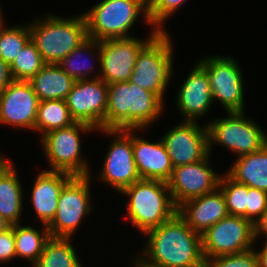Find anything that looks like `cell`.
<instances>
[{"instance_id":"obj_1","label":"cell","mask_w":267,"mask_h":267,"mask_svg":"<svg viewBox=\"0 0 267 267\" xmlns=\"http://www.w3.org/2000/svg\"><path fill=\"white\" fill-rule=\"evenodd\" d=\"M145 235L147 246L141 256L132 260L134 267L205 266L201 234L193 231L177 212Z\"/></svg>"},{"instance_id":"obj_2","label":"cell","mask_w":267,"mask_h":267,"mask_svg":"<svg viewBox=\"0 0 267 267\" xmlns=\"http://www.w3.org/2000/svg\"><path fill=\"white\" fill-rule=\"evenodd\" d=\"M164 103L156 94L129 81L108 84L105 130L142 131L159 120Z\"/></svg>"},{"instance_id":"obj_3","label":"cell","mask_w":267,"mask_h":267,"mask_svg":"<svg viewBox=\"0 0 267 267\" xmlns=\"http://www.w3.org/2000/svg\"><path fill=\"white\" fill-rule=\"evenodd\" d=\"M44 18L33 20L29 30L45 63L57 64L89 38L83 13L72 18L47 14Z\"/></svg>"},{"instance_id":"obj_4","label":"cell","mask_w":267,"mask_h":267,"mask_svg":"<svg viewBox=\"0 0 267 267\" xmlns=\"http://www.w3.org/2000/svg\"><path fill=\"white\" fill-rule=\"evenodd\" d=\"M121 194L129 199L126 203L127 217L142 234L161 225L177 212L167 182L141 179L126 187Z\"/></svg>"},{"instance_id":"obj_5","label":"cell","mask_w":267,"mask_h":267,"mask_svg":"<svg viewBox=\"0 0 267 267\" xmlns=\"http://www.w3.org/2000/svg\"><path fill=\"white\" fill-rule=\"evenodd\" d=\"M140 14H143L144 23L151 27L147 5L142 0H101L83 15L88 37L102 41L131 37L128 32Z\"/></svg>"},{"instance_id":"obj_6","label":"cell","mask_w":267,"mask_h":267,"mask_svg":"<svg viewBox=\"0 0 267 267\" xmlns=\"http://www.w3.org/2000/svg\"><path fill=\"white\" fill-rule=\"evenodd\" d=\"M173 43L167 32H159L138 54L130 83L156 94L161 100L173 72Z\"/></svg>"},{"instance_id":"obj_7","label":"cell","mask_w":267,"mask_h":267,"mask_svg":"<svg viewBox=\"0 0 267 267\" xmlns=\"http://www.w3.org/2000/svg\"><path fill=\"white\" fill-rule=\"evenodd\" d=\"M96 131L92 126L75 122L72 125L48 132L41 144L50 169L64 171L73 176H89V163L81 156V134Z\"/></svg>"},{"instance_id":"obj_8","label":"cell","mask_w":267,"mask_h":267,"mask_svg":"<svg viewBox=\"0 0 267 267\" xmlns=\"http://www.w3.org/2000/svg\"><path fill=\"white\" fill-rule=\"evenodd\" d=\"M244 114L227 112L228 116L208 122L209 153L215 143L227 147L238 157L260 150L267 144V134Z\"/></svg>"},{"instance_id":"obj_9","label":"cell","mask_w":267,"mask_h":267,"mask_svg":"<svg viewBox=\"0 0 267 267\" xmlns=\"http://www.w3.org/2000/svg\"><path fill=\"white\" fill-rule=\"evenodd\" d=\"M149 37L113 38L97 41V61L100 65V73L92 78H101L107 84L121 81H129L136 59L141 50L159 33L152 28Z\"/></svg>"},{"instance_id":"obj_10","label":"cell","mask_w":267,"mask_h":267,"mask_svg":"<svg viewBox=\"0 0 267 267\" xmlns=\"http://www.w3.org/2000/svg\"><path fill=\"white\" fill-rule=\"evenodd\" d=\"M90 179V175L73 176L63 186L56 215L47 226L51 237H73L82 219L92 211Z\"/></svg>"},{"instance_id":"obj_11","label":"cell","mask_w":267,"mask_h":267,"mask_svg":"<svg viewBox=\"0 0 267 267\" xmlns=\"http://www.w3.org/2000/svg\"><path fill=\"white\" fill-rule=\"evenodd\" d=\"M199 60L208 74L213 101L218 99L226 112H244V75L237 59L214 55Z\"/></svg>"},{"instance_id":"obj_12","label":"cell","mask_w":267,"mask_h":267,"mask_svg":"<svg viewBox=\"0 0 267 267\" xmlns=\"http://www.w3.org/2000/svg\"><path fill=\"white\" fill-rule=\"evenodd\" d=\"M201 236L205 260L250 250L255 243L254 224L244 217L235 215H227Z\"/></svg>"},{"instance_id":"obj_13","label":"cell","mask_w":267,"mask_h":267,"mask_svg":"<svg viewBox=\"0 0 267 267\" xmlns=\"http://www.w3.org/2000/svg\"><path fill=\"white\" fill-rule=\"evenodd\" d=\"M99 131L107 136L113 135L114 138L104 157L99 178L121 193L126 187L141 180L133 156L132 129H99Z\"/></svg>"},{"instance_id":"obj_14","label":"cell","mask_w":267,"mask_h":267,"mask_svg":"<svg viewBox=\"0 0 267 267\" xmlns=\"http://www.w3.org/2000/svg\"><path fill=\"white\" fill-rule=\"evenodd\" d=\"M65 100L75 122L105 130L108 84L101 78L76 80Z\"/></svg>"},{"instance_id":"obj_15","label":"cell","mask_w":267,"mask_h":267,"mask_svg":"<svg viewBox=\"0 0 267 267\" xmlns=\"http://www.w3.org/2000/svg\"><path fill=\"white\" fill-rule=\"evenodd\" d=\"M173 167L206 159L209 153L208 129L198 121H181L162 137Z\"/></svg>"},{"instance_id":"obj_16","label":"cell","mask_w":267,"mask_h":267,"mask_svg":"<svg viewBox=\"0 0 267 267\" xmlns=\"http://www.w3.org/2000/svg\"><path fill=\"white\" fill-rule=\"evenodd\" d=\"M210 155L199 162L177 166L167 181L176 207L187 200L210 193L219 187L222 176L216 174L210 165Z\"/></svg>"},{"instance_id":"obj_17","label":"cell","mask_w":267,"mask_h":267,"mask_svg":"<svg viewBox=\"0 0 267 267\" xmlns=\"http://www.w3.org/2000/svg\"><path fill=\"white\" fill-rule=\"evenodd\" d=\"M39 103L29 81L12 80L0 92V124L34 131Z\"/></svg>"},{"instance_id":"obj_18","label":"cell","mask_w":267,"mask_h":267,"mask_svg":"<svg viewBox=\"0 0 267 267\" xmlns=\"http://www.w3.org/2000/svg\"><path fill=\"white\" fill-rule=\"evenodd\" d=\"M195 65L182 83L175 100L184 121H197L207 114L214 103L208 74L198 61Z\"/></svg>"},{"instance_id":"obj_19","label":"cell","mask_w":267,"mask_h":267,"mask_svg":"<svg viewBox=\"0 0 267 267\" xmlns=\"http://www.w3.org/2000/svg\"><path fill=\"white\" fill-rule=\"evenodd\" d=\"M133 131L136 132L137 129H132V147L140 178L167 182L174 167L162 140L150 142L134 135Z\"/></svg>"},{"instance_id":"obj_20","label":"cell","mask_w":267,"mask_h":267,"mask_svg":"<svg viewBox=\"0 0 267 267\" xmlns=\"http://www.w3.org/2000/svg\"><path fill=\"white\" fill-rule=\"evenodd\" d=\"M177 213L193 231L200 234L228 215L225 197L219 187L185 201L177 207Z\"/></svg>"},{"instance_id":"obj_21","label":"cell","mask_w":267,"mask_h":267,"mask_svg":"<svg viewBox=\"0 0 267 267\" xmlns=\"http://www.w3.org/2000/svg\"><path fill=\"white\" fill-rule=\"evenodd\" d=\"M72 177L64 171L46 169L37 174L30 201L43 225L48 226L54 219L62 188Z\"/></svg>"},{"instance_id":"obj_22","label":"cell","mask_w":267,"mask_h":267,"mask_svg":"<svg viewBox=\"0 0 267 267\" xmlns=\"http://www.w3.org/2000/svg\"><path fill=\"white\" fill-rule=\"evenodd\" d=\"M0 155V215L11 225L20 224L23 190L13 162Z\"/></svg>"},{"instance_id":"obj_23","label":"cell","mask_w":267,"mask_h":267,"mask_svg":"<svg viewBox=\"0 0 267 267\" xmlns=\"http://www.w3.org/2000/svg\"><path fill=\"white\" fill-rule=\"evenodd\" d=\"M227 174L235 181L267 192V144L237 158Z\"/></svg>"},{"instance_id":"obj_24","label":"cell","mask_w":267,"mask_h":267,"mask_svg":"<svg viewBox=\"0 0 267 267\" xmlns=\"http://www.w3.org/2000/svg\"><path fill=\"white\" fill-rule=\"evenodd\" d=\"M29 82L39 100L45 101L65 100L75 80L65 73L58 64L46 63Z\"/></svg>"},{"instance_id":"obj_25","label":"cell","mask_w":267,"mask_h":267,"mask_svg":"<svg viewBox=\"0 0 267 267\" xmlns=\"http://www.w3.org/2000/svg\"><path fill=\"white\" fill-rule=\"evenodd\" d=\"M43 227L42 231H38L32 225L14 224L16 258L26 259L32 266L36 264L45 244L51 238L48 227L46 225Z\"/></svg>"},{"instance_id":"obj_26","label":"cell","mask_w":267,"mask_h":267,"mask_svg":"<svg viewBox=\"0 0 267 267\" xmlns=\"http://www.w3.org/2000/svg\"><path fill=\"white\" fill-rule=\"evenodd\" d=\"M75 123L72 118L66 100L40 101L35 122V131L41 133V137L50 131L68 127Z\"/></svg>"},{"instance_id":"obj_27","label":"cell","mask_w":267,"mask_h":267,"mask_svg":"<svg viewBox=\"0 0 267 267\" xmlns=\"http://www.w3.org/2000/svg\"><path fill=\"white\" fill-rule=\"evenodd\" d=\"M71 238L51 237L33 267H83Z\"/></svg>"},{"instance_id":"obj_28","label":"cell","mask_w":267,"mask_h":267,"mask_svg":"<svg viewBox=\"0 0 267 267\" xmlns=\"http://www.w3.org/2000/svg\"><path fill=\"white\" fill-rule=\"evenodd\" d=\"M97 50V40L88 38L86 41H84L80 46L75 48L69 55H67L65 58H63L60 62L57 64L60 66V68L67 73L70 77H72L75 81L76 80H84V79H90L89 76L95 72H93L94 64H87L90 60L85 61L80 59H83L86 55H89L92 58L97 57L96 55L92 54ZM86 54V55H85ZM82 55V56H81ZM88 57V56H87Z\"/></svg>"},{"instance_id":"obj_29","label":"cell","mask_w":267,"mask_h":267,"mask_svg":"<svg viewBox=\"0 0 267 267\" xmlns=\"http://www.w3.org/2000/svg\"><path fill=\"white\" fill-rule=\"evenodd\" d=\"M45 64L37 46L30 40L10 65V74L13 80L29 81Z\"/></svg>"},{"instance_id":"obj_30","label":"cell","mask_w":267,"mask_h":267,"mask_svg":"<svg viewBox=\"0 0 267 267\" xmlns=\"http://www.w3.org/2000/svg\"><path fill=\"white\" fill-rule=\"evenodd\" d=\"M31 40L29 24L5 27L0 25V57L10 67L16 55Z\"/></svg>"},{"instance_id":"obj_31","label":"cell","mask_w":267,"mask_h":267,"mask_svg":"<svg viewBox=\"0 0 267 267\" xmlns=\"http://www.w3.org/2000/svg\"><path fill=\"white\" fill-rule=\"evenodd\" d=\"M219 188L225 201L228 215H235L247 219L248 186L233 180L226 172L220 178Z\"/></svg>"},{"instance_id":"obj_32","label":"cell","mask_w":267,"mask_h":267,"mask_svg":"<svg viewBox=\"0 0 267 267\" xmlns=\"http://www.w3.org/2000/svg\"><path fill=\"white\" fill-rule=\"evenodd\" d=\"M187 0H152L147 5V14L151 26L159 32H166L163 28L165 21L174 15ZM162 25V26H161Z\"/></svg>"},{"instance_id":"obj_33","label":"cell","mask_w":267,"mask_h":267,"mask_svg":"<svg viewBox=\"0 0 267 267\" xmlns=\"http://www.w3.org/2000/svg\"><path fill=\"white\" fill-rule=\"evenodd\" d=\"M204 267H258L255 249L205 260Z\"/></svg>"},{"instance_id":"obj_34","label":"cell","mask_w":267,"mask_h":267,"mask_svg":"<svg viewBox=\"0 0 267 267\" xmlns=\"http://www.w3.org/2000/svg\"><path fill=\"white\" fill-rule=\"evenodd\" d=\"M267 211V192L248 186L247 219L253 224Z\"/></svg>"},{"instance_id":"obj_35","label":"cell","mask_w":267,"mask_h":267,"mask_svg":"<svg viewBox=\"0 0 267 267\" xmlns=\"http://www.w3.org/2000/svg\"><path fill=\"white\" fill-rule=\"evenodd\" d=\"M16 258L14 225L0 233V262L5 263Z\"/></svg>"},{"instance_id":"obj_36","label":"cell","mask_w":267,"mask_h":267,"mask_svg":"<svg viewBox=\"0 0 267 267\" xmlns=\"http://www.w3.org/2000/svg\"><path fill=\"white\" fill-rule=\"evenodd\" d=\"M262 236L267 241V211L254 224V238L256 240Z\"/></svg>"},{"instance_id":"obj_37","label":"cell","mask_w":267,"mask_h":267,"mask_svg":"<svg viewBox=\"0 0 267 267\" xmlns=\"http://www.w3.org/2000/svg\"><path fill=\"white\" fill-rule=\"evenodd\" d=\"M10 67L0 57V92L12 81Z\"/></svg>"},{"instance_id":"obj_38","label":"cell","mask_w":267,"mask_h":267,"mask_svg":"<svg viewBox=\"0 0 267 267\" xmlns=\"http://www.w3.org/2000/svg\"><path fill=\"white\" fill-rule=\"evenodd\" d=\"M258 258V267H267V241L263 243V248L255 251Z\"/></svg>"},{"instance_id":"obj_39","label":"cell","mask_w":267,"mask_h":267,"mask_svg":"<svg viewBox=\"0 0 267 267\" xmlns=\"http://www.w3.org/2000/svg\"><path fill=\"white\" fill-rule=\"evenodd\" d=\"M11 227V224L7 222L1 215H0V233L4 232L8 228Z\"/></svg>"},{"instance_id":"obj_40","label":"cell","mask_w":267,"mask_h":267,"mask_svg":"<svg viewBox=\"0 0 267 267\" xmlns=\"http://www.w3.org/2000/svg\"><path fill=\"white\" fill-rule=\"evenodd\" d=\"M1 9V8H0ZM2 10H0V25H2L4 22H3V16H2Z\"/></svg>"},{"instance_id":"obj_41","label":"cell","mask_w":267,"mask_h":267,"mask_svg":"<svg viewBox=\"0 0 267 267\" xmlns=\"http://www.w3.org/2000/svg\"><path fill=\"white\" fill-rule=\"evenodd\" d=\"M146 5H148L152 0H142Z\"/></svg>"}]
</instances>
